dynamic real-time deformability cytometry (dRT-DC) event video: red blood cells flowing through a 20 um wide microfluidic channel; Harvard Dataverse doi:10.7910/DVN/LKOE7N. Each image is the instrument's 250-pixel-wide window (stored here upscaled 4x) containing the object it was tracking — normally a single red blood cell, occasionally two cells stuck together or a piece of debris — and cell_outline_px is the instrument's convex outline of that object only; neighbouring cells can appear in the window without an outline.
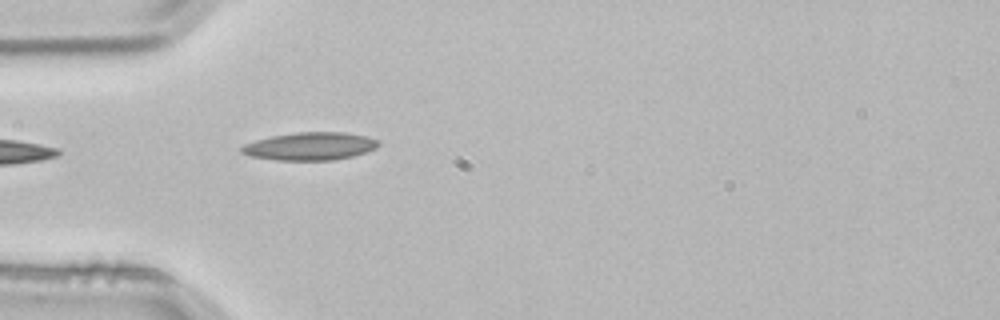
{"species": "common noctule bat (a hibernating species)", "species_latin": "Nyctalus noctula", "temperature_condition": "room temperature", "stored_images_in_passage": 4, "camera_frame_rate_fps": 3000, "um_per_image_px": 0.085, "animal": {"sex": "male", "body_mass_g": 21.5, "forearm_length_mm": 52.0}, "frame": {"image": 1, "passage_image": 4, "time_ms": 1.0, "image_size_px": [1000, 320], "cell_outline_px": [[380, 144], [376, 148], [352, 156], [332, 160], [276, 160], [248, 156], [240, 152], [240, 148], [244, 144], [256, 140], [272, 136], [296, 132], [344, 132], [368, 136], [376, 140]], "centroid_in_image_um": [26.32, 12.43], "position_along_channel_um": 58.7, "area_um2": 22.2}}